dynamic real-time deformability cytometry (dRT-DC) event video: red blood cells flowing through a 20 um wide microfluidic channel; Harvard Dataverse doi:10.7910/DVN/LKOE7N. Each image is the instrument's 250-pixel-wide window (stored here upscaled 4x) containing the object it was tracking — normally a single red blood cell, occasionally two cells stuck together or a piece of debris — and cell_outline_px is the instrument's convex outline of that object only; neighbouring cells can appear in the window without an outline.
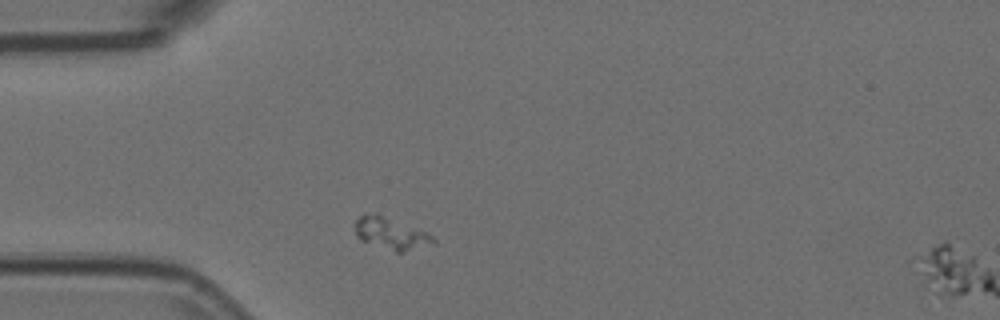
{"species": "Egyptian fruit bat (a non-hibernating species)", "species_latin": "Rousettus aegyptiacus", "temperature_condition": "room temperature", "stored_images_in_passage": 2, "segment_of_instrument_passage": [1, 2], "camera_frame_rate_fps": 3000, "um_per_image_px": 0.085, "animal": {"sex": "female"}, "frame": {"image": 1, "passage_image": 1, "time_ms": 0.0, "image_size_px": [1000, 320], "cell_outline_px": [[436, 244], [404, 252], [396, 252], [360, 240], [356, 236], [356, 220], [360, 216], [376, 212], [424, 232], [432, 236], [436, 240]], "centroid_in_image_um": [33.24, 19.86], "position_along_channel_um": 51.8, "area_um2": 14.33}}